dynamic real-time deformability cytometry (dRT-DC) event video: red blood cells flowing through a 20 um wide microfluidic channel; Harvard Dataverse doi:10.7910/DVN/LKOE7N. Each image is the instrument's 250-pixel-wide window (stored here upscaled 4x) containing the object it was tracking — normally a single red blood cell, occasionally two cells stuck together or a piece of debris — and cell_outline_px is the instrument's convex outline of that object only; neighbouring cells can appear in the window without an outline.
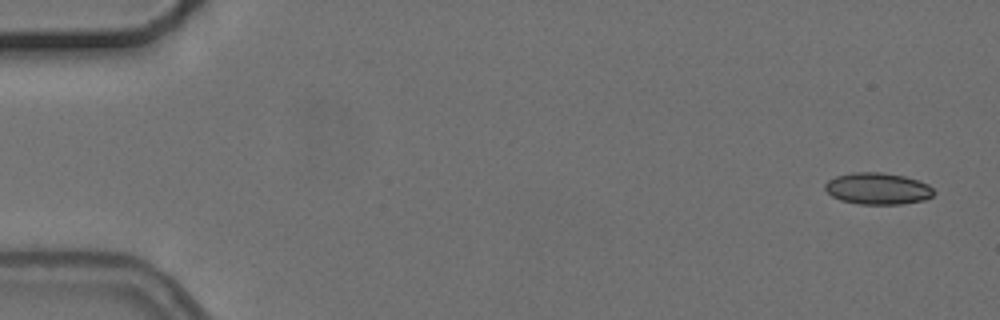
{"species": "common noctule bat (a hibernating species)", "species_latin": "Nyctalus noctula", "temperature_condition": "cold", "stored_images_in_passage": 4, "camera_frame_rate_fps": 3000, "um_per_image_px": 0.085, "animal": {"sex": "female", "body_mass_g": 24.6, "forearm_length_mm": 56.2}, "frame": {"image": 1, "passage_image": 1, "time_ms": 0.0, "image_size_px": [1000, 320], "cell_outline_px": [[936, 192], [932, 196], [924, 200], [900, 204], [860, 204], [840, 200], [832, 196], [824, 188], [824, 184], [828, 180], [836, 176], [852, 172], [880, 172], [904, 176], [928, 184]], "centroid_in_image_um": [74.59, 16.03], "position_along_channel_um": 10.4, "area_um2": 20.06}}
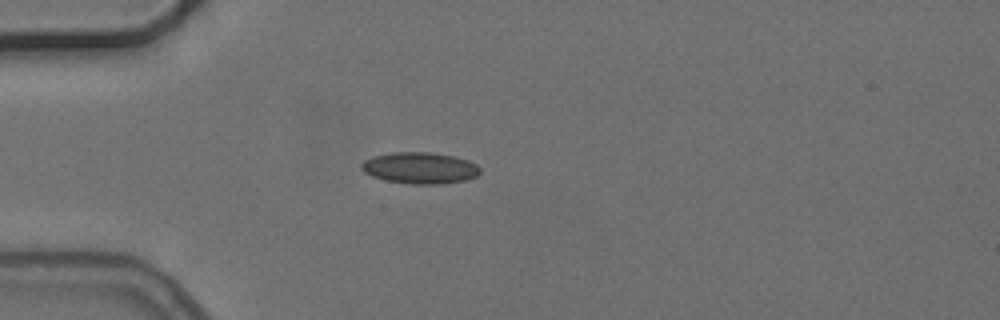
{"frame": {"image": 2, "passage_image": 4, "time_ms": 4.333, "image_size_px": [1000, 320], "cell_outline_px": [[480, 172], [476, 176], [464, 180], [444, 184], [408, 184], [384, 180], [372, 176], [364, 172], [360, 168], [360, 164], [364, 160], [372, 156], [392, 152], [428, 152], [452, 156], [468, 160], [476, 164], [480, 168]], "centroid_in_image_um": [35.65, 14.28], "position_along_channel_um": 49.3, "area_um2": 21.85}}